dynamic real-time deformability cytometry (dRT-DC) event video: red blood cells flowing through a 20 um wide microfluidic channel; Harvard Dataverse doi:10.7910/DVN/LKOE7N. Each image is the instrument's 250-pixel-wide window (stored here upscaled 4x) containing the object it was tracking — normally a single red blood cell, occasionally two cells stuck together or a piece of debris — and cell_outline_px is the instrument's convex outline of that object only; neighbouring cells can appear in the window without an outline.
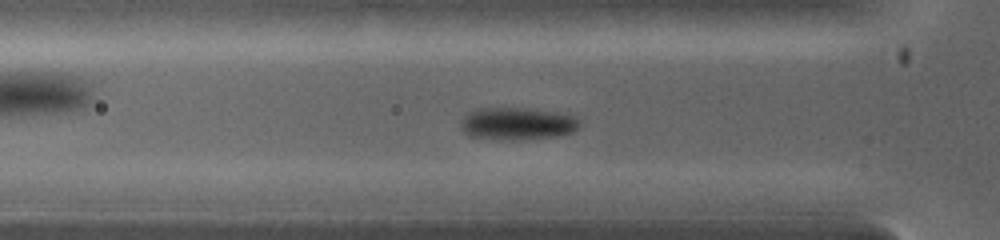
{"species": "common noctule bat (a hibernating species)", "species_latin": "Nyctalus noctula", "temperature_condition": "warm", "stored_images_in_passage": 48, "camera_frame_rate_fps": 5000, "um_per_image_px": 0.085, "animal": {"sex": "female", "body_mass_g": 19.0, "forearm_length_mm": 53.3}, "frame": {"image": 1, "passage_image": 11, "time_ms": 2.6, "image_size_px": [1000, 240], "cell_outline_px": [[580, 128], [572, 132], [556, 136], [524, 140], [496, 140], [468, 136], [460, 128], [460, 120], [468, 112], [476, 108], [528, 108], [556, 112], [572, 116], [580, 120]], "centroid_in_image_um": [43.92, 10.52], "position_along_channel_um": 81.9, "area_um2": 22.89}}
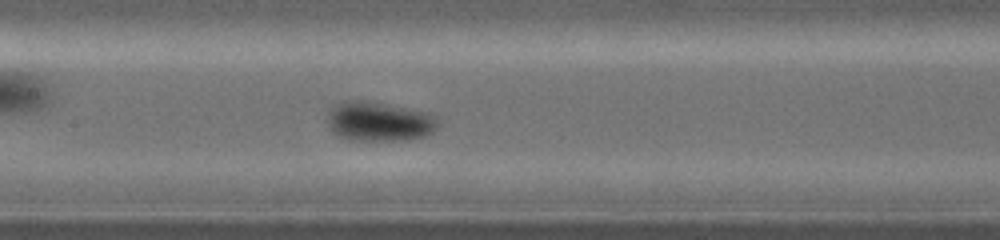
{"frame": {"image": 2, "passage_image": 19, "time_ms": 4.2, "image_size_px": [1000, 240], "cell_outline_px": [[436, 128], [432, 132], [424, 136], [408, 140], [348, 140], [332, 132], [328, 124], [328, 116], [332, 108], [336, 104], [348, 100], [368, 100], [388, 104], [424, 112], [432, 116], [436, 120]], "centroid_in_image_um": [32.17, 10.33], "position_along_channel_um": 175.2, "area_um2": 25.14}}
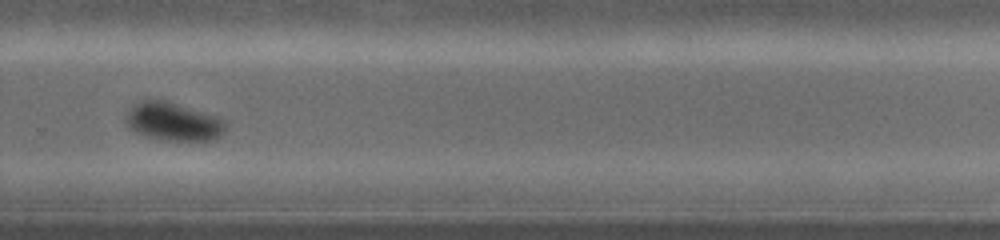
{"frame": {"image": 3, "passage_image": 31, "time_ms": 6.6, "image_size_px": [1000, 240], "cell_outline_px": [[228, 128], [220, 136], [212, 140], [160, 140], [144, 136], [128, 128], [124, 120], [124, 116], [136, 104], [144, 100], [164, 100], [224, 120], [228, 124]], "centroid_in_image_um": [14.7, 10.37], "position_along_channel_um": 315.1, "area_um2": 21.91}}